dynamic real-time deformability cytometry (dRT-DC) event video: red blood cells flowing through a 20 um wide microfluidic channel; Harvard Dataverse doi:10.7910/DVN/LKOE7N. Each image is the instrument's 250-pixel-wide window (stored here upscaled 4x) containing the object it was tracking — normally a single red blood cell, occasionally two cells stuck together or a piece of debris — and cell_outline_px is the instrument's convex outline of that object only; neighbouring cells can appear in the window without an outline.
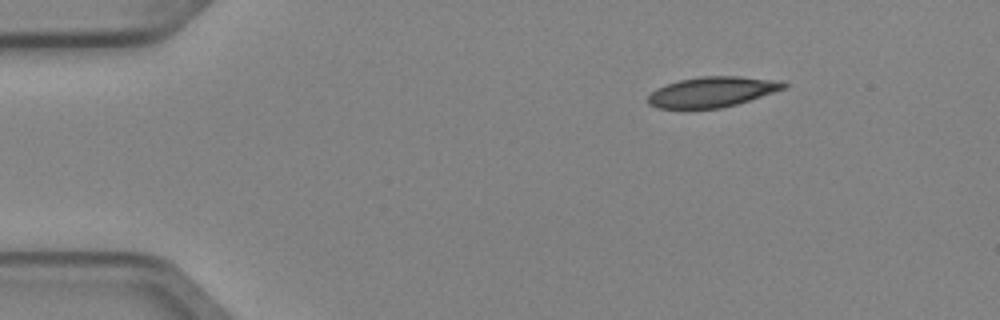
{"species": "Egyptian fruit bat (a non-hibernating species)", "species_latin": "Rousettus aegyptiacus", "temperature_condition": "cold", "stored_images_in_passage": 3, "camera_frame_rate_fps": 3000, "um_per_image_px": 0.085, "animal": {"sex": "female"}, "frame": {"image": 1, "passage_image": 1, "time_ms": 0.0, "image_size_px": [1000, 320], "cell_outline_px": [[788, 88], [736, 104], [720, 108], [656, 108], [648, 104], [648, 96], [656, 88], [680, 80], [700, 76], [740, 76], [784, 80], [788, 84]], "centroid_in_image_um": [60.6, 7.8], "position_along_channel_um": 24.4, "area_um2": 24.1}}